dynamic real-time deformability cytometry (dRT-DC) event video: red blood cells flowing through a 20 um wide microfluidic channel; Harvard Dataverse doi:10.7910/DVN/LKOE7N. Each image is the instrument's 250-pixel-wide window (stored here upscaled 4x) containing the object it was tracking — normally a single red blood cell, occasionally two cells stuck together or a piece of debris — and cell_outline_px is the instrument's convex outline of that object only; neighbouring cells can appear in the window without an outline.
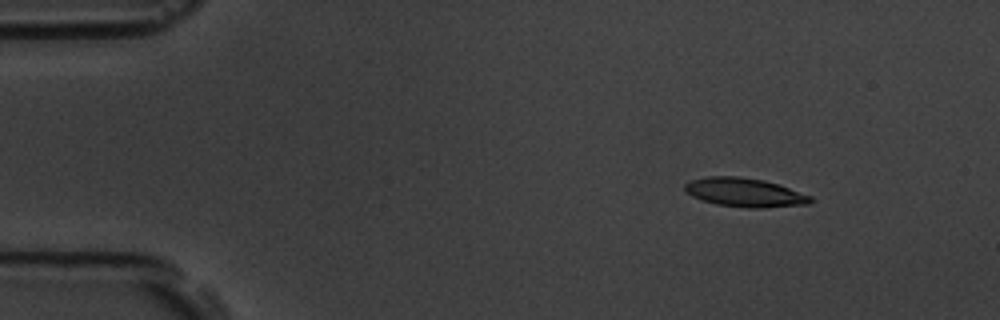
{"species": "common noctule bat (a hibernating species)", "species_latin": "Nyctalus noctula", "temperature_condition": "room temperature", "stored_images_in_passage": 9, "camera_frame_rate_fps": 3000, "um_per_image_px": 0.085, "animal": {"sex": "male", "body_mass_g": 19.5, "forearm_length_mm": 54.6}, "frame": {"image": 1, "passage_image": 1, "time_ms": 0.0, "image_size_px": [1000, 320], "cell_outline_px": [[816, 200], [808, 204], [764, 208], [748, 208], [716, 204], [692, 196], [684, 188], [684, 184], [688, 180], [708, 176], [736, 176], [764, 180], [812, 196]], "centroid_in_image_um": [63.31, 16.36], "position_along_channel_um": 21.7, "area_um2": 21.1}}
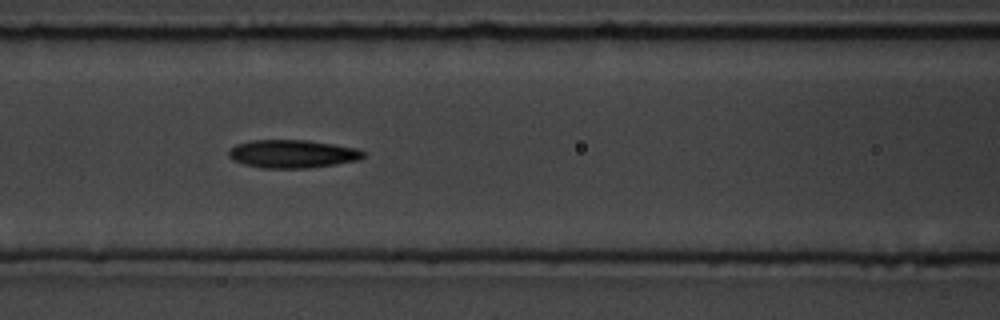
{"frame": {"image": 2, "passage_image": 6, "time_ms": 5.667, "image_size_px": [1000, 320], "cell_outline_px": [[368, 152], [360, 160], [336, 164], [308, 168], [260, 168], [244, 164], [232, 160], [228, 156], [228, 152], [236, 144], [252, 140], [308, 140], [356, 148]], "centroid_in_image_um": [24.88, 13.08], "position_along_channel_um": 141.7, "area_um2": 22.2}}
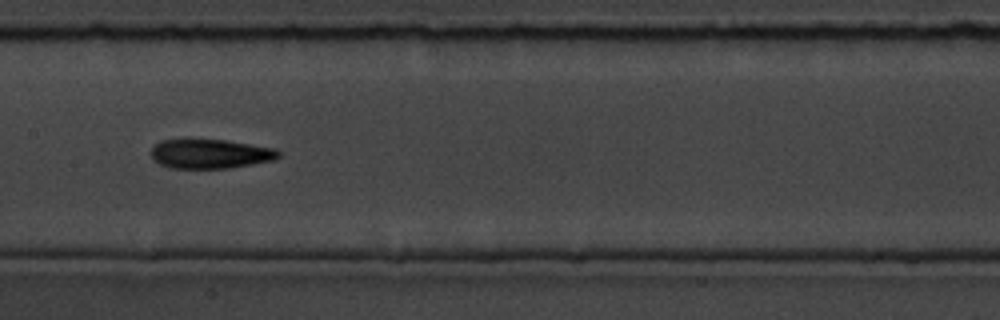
{"frame": {"image": 3, "passage_image": 7, "time_ms": 7.0, "image_size_px": [1000, 320], "cell_outline_px": [[280, 156], [276, 160], [228, 168], [168, 168], [152, 160], [152, 148], [160, 140], [184, 136], [188, 136], [224, 140], [276, 148], [280, 152]], "centroid_in_image_um": [17.82, 13.03], "position_along_channel_um": 189.6, "area_um2": 22.72}}